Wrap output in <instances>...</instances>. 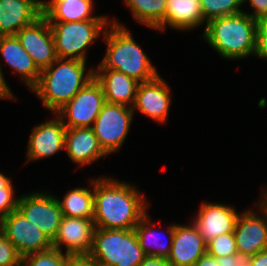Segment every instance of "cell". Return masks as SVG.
<instances>
[{
  "label": "cell",
  "mask_w": 267,
  "mask_h": 266,
  "mask_svg": "<svg viewBox=\"0 0 267 266\" xmlns=\"http://www.w3.org/2000/svg\"><path fill=\"white\" fill-rule=\"evenodd\" d=\"M138 266H173V265L166 258L147 255L145 259Z\"/></svg>",
  "instance_id": "obj_36"
},
{
  "label": "cell",
  "mask_w": 267,
  "mask_h": 266,
  "mask_svg": "<svg viewBox=\"0 0 267 266\" xmlns=\"http://www.w3.org/2000/svg\"><path fill=\"white\" fill-rule=\"evenodd\" d=\"M12 181V177H9L0 172V191L1 189L5 188L10 182Z\"/></svg>",
  "instance_id": "obj_42"
},
{
  "label": "cell",
  "mask_w": 267,
  "mask_h": 266,
  "mask_svg": "<svg viewBox=\"0 0 267 266\" xmlns=\"http://www.w3.org/2000/svg\"><path fill=\"white\" fill-rule=\"evenodd\" d=\"M54 118L40 122L31 130L26 151V163L58 155L64 150L66 127L54 114Z\"/></svg>",
  "instance_id": "obj_13"
},
{
  "label": "cell",
  "mask_w": 267,
  "mask_h": 266,
  "mask_svg": "<svg viewBox=\"0 0 267 266\" xmlns=\"http://www.w3.org/2000/svg\"><path fill=\"white\" fill-rule=\"evenodd\" d=\"M149 204L134 183L109 175L94 178L95 228L132 230L149 211Z\"/></svg>",
  "instance_id": "obj_1"
},
{
  "label": "cell",
  "mask_w": 267,
  "mask_h": 266,
  "mask_svg": "<svg viewBox=\"0 0 267 266\" xmlns=\"http://www.w3.org/2000/svg\"><path fill=\"white\" fill-rule=\"evenodd\" d=\"M239 214L227 203L203 201L191 220L207 244L219 235L234 232Z\"/></svg>",
  "instance_id": "obj_14"
},
{
  "label": "cell",
  "mask_w": 267,
  "mask_h": 266,
  "mask_svg": "<svg viewBox=\"0 0 267 266\" xmlns=\"http://www.w3.org/2000/svg\"><path fill=\"white\" fill-rule=\"evenodd\" d=\"M66 266H94V261L89 256H70Z\"/></svg>",
  "instance_id": "obj_35"
},
{
  "label": "cell",
  "mask_w": 267,
  "mask_h": 266,
  "mask_svg": "<svg viewBox=\"0 0 267 266\" xmlns=\"http://www.w3.org/2000/svg\"><path fill=\"white\" fill-rule=\"evenodd\" d=\"M2 67L3 64L0 62V100L10 99L13 101L16 99V95H14L7 80H5L6 78L4 77L5 75L3 74L4 70Z\"/></svg>",
  "instance_id": "obj_34"
},
{
  "label": "cell",
  "mask_w": 267,
  "mask_h": 266,
  "mask_svg": "<svg viewBox=\"0 0 267 266\" xmlns=\"http://www.w3.org/2000/svg\"><path fill=\"white\" fill-rule=\"evenodd\" d=\"M94 262L112 266H138L147 256L134 229L95 228L88 255Z\"/></svg>",
  "instance_id": "obj_6"
},
{
  "label": "cell",
  "mask_w": 267,
  "mask_h": 266,
  "mask_svg": "<svg viewBox=\"0 0 267 266\" xmlns=\"http://www.w3.org/2000/svg\"><path fill=\"white\" fill-rule=\"evenodd\" d=\"M43 16L48 22L86 21L89 19H112L106 15H93L94 0H49Z\"/></svg>",
  "instance_id": "obj_24"
},
{
  "label": "cell",
  "mask_w": 267,
  "mask_h": 266,
  "mask_svg": "<svg viewBox=\"0 0 267 266\" xmlns=\"http://www.w3.org/2000/svg\"><path fill=\"white\" fill-rule=\"evenodd\" d=\"M32 4L42 15L45 13V11L48 8V5L50 1L48 0H25Z\"/></svg>",
  "instance_id": "obj_40"
},
{
  "label": "cell",
  "mask_w": 267,
  "mask_h": 266,
  "mask_svg": "<svg viewBox=\"0 0 267 266\" xmlns=\"http://www.w3.org/2000/svg\"><path fill=\"white\" fill-rule=\"evenodd\" d=\"M254 57L267 62V19L258 21Z\"/></svg>",
  "instance_id": "obj_32"
},
{
  "label": "cell",
  "mask_w": 267,
  "mask_h": 266,
  "mask_svg": "<svg viewBox=\"0 0 267 266\" xmlns=\"http://www.w3.org/2000/svg\"><path fill=\"white\" fill-rule=\"evenodd\" d=\"M188 223H174L173 243L167 258L173 266H193L206 254V243L198 228L192 220Z\"/></svg>",
  "instance_id": "obj_17"
},
{
  "label": "cell",
  "mask_w": 267,
  "mask_h": 266,
  "mask_svg": "<svg viewBox=\"0 0 267 266\" xmlns=\"http://www.w3.org/2000/svg\"><path fill=\"white\" fill-rule=\"evenodd\" d=\"M237 252L236 240L233 232L219 235L206 244V253L216 258L234 255Z\"/></svg>",
  "instance_id": "obj_29"
},
{
  "label": "cell",
  "mask_w": 267,
  "mask_h": 266,
  "mask_svg": "<svg viewBox=\"0 0 267 266\" xmlns=\"http://www.w3.org/2000/svg\"><path fill=\"white\" fill-rule=\"evenodd\" d=\"M94 266H112V265H107V264H104V263L94 262Z\"/></svg>",
  "instance_id": "obj_44"
},
{
  "label": "cell",
  "mask_w": 267,
  "mask_h": 266,
  "mask_svg": "<svg viewBox=\"0 0 267 266\" xmlns=\"http://www.w3.org/2000/svg\"><path fill=\"white\" fill-rule=\"evenodd\" d=\"M105 103L103 88L94 77L55 114L66 128L92 127Z\"/></svg>",
  "instance_id": "obj_8"
},
{
  "label": "cell",
  "mask_w": 267,
  "mask_h": 266,
  "mask_svg": "<svg viewBox=\"0 0 267 266\" xmlns=\"http://www.w3.org/2000/svg\"><path fill=\"white\" fill-rule=\"evenodd\" d=\"M164 17V31L167 26L177 31H190L200 26L204 29L207 21L204 19L200 0H167Z\"/></svg>",
  "instance_id": "obj_22"
},
{
  "label": "cell",
  "mask_w": 267,
  "mask_h": 266,
  "mask_svg": "<svg viewBox=\"0 0 267 266\" xmlns=\"http://www.w3.org/2000/svg\"><path fill=\"white\" fill-rule=\"evenodd\" d=\"M111 19H89L86 21L49 22L55 51L60 59L88 61V48L104 36Z\"/></svg>",
  "instance_id": "obj_5"
},
{
  "label": "cell",
  "mask_w": 267,
  "mask_h": 266,
  "mask_svg": "<svg viewBox=\"0 0 267 266\" xmlns=\"http://www.w3.org/2000/svg\"><path fill=\"white\" fill-rule=\"evenodd\" d=\"M262 193L260 194V197L257 199V202L264 206L266 203H267V186H262V189H261Z\"/></svg>",
  "instance_id": "obj_43"
},
{
  "label": "cell",
  "mask_w": 267,
  "mask_h": 266,
  "mask_svg": "<svg viewBox=\"0 0 267 266\" xmlns=\"http://www.w3.org/2000/svg\"><path fill=\"white\" fill-rule=\"evenodd\" d=\"M252 264V256L237 252L234 254V266H251Z\"/></svg>",
  "instance_id": "obj_38"
},
{
  "label": "cell",
  "mask_w": 267,
  "mask_h": 266,
  "mask_svg": "<svg viewBox=\"0 0 267 266\" xmlns=\"http://www.w3.org/2000/svg\"><path fill=\"white\" fill-rule=\"evenodd\" d=\"M87 62L58 58L40 73L37 85L31 90L45 109L55 114L94 78V65Z\"/></svg>",
  "instance_id": "obj_3"
},
{
  "label": "cell",
  "mask_w": 267,
  "mask_h": 266,
  "mask_svg": "<svg viewBox=\"0 0 267 266\" xmlns=\"http://www.w3.org/2000/svg\"><path fill=\"white\" fill-rule=\"evenodd\" d=\"M234 236L237 251L251 256L267 249V209L257 201L238 216Z\"/></svg>",
  "instance_id": "obj_10"
},
{
  "label": "cell",
  "mask_w": 267,
  "mask_h": 266,
  "mask_svg": "<svg viewBox=\"0 0 267 266\" xmlns=\"http://www.w3.org/2000/svg\"><path fill=\"white\" fill-rule=\"evenodd\" d=\"M0 54L9 69L17 75L27 89L32 90L38 83L41 71L32 57L22 47L16 35L0 36Z\"/></svg>",
  "instance_id": "obj_19"
},
{
  "label": "cell",
  "mask_w": 267,
  "mask_h": 266,
  "mask_svg": "<svg viewBox=\"0 0 267 266\" xmlns=\"http://www.w3.org/2000/svg\"><path fill=\"white\" fill-rule=\"evenodd\" d=\"M167 0H123L134 22L158 32H164V17Z\"/></svg>",
  "instance_id": "obj_26"
},
{
  "label": "cell",
  "mask_w": 267,
  "mask_h": 266,
  "mask_svg": "<svg viewBox=\"0 0 267 266\" xmlns=\"http://www.w3.org/2000/svg\"><path fill=\"white\" fill-rule=\"evenodd\" d=\"M93 219L63 216L52 245L71 256H88L93 244Z\"/></svg>",
  "instance_id": "obj_16"
},
{
  "label": "cell",
  "mask_w": 267,
  "mask_h": 266,
  "mask_svg": "<svg viewBox=\"0 0 267 266\" xmlns=\"http://www.w3.org/2000/svg\"><path fill=\"white\" fill-rule=\"evenodd\" d=\"M108 103L133 107L140 82L114 69H94Z\"/></svg>",
  "instance_id": "obj_20"
},
{
  "label": "cell",
  "mask_w": 267,
  "mask_h": 266,
  "mask_svg": "<svg viewBox=\"0 0 267 266\" xmlns=\"http://www.w3.org/2000/svg\"><path fill=\"white\" fill-rule=\"evenodd\" d=\"M15 186L11 181L0 191V222L12 211L17 209L20 196L15 195ZM16 196V197H15Z\"/></svg>",
  "instance_id": "obj_31"
},
{
  "label": "cell",
  "mask_w": 267,
  "mask_h": 266,
  "mask_svg": "<svg viewBox=\"0 0 267 266\" xmlns=\"http://www.w3.org/2000/svg\"><path fill=\"white\" fill-rule=\"evenodd\" d=\"M42 14L25 0H0V36L16 35Z\"/></svg>",
  "instance_id": "obj_23"
},
{
  "label": "cell",
  "mask_w": 267,
  "mask_h": 266,
  "mask_svg": "<svg viewBox=\"0 0 267 266\" xmlns=\"http://www.w3.org/2000/svg\"><path fill=\"white\" fill-rule=\"evenodd\" d=\"M251 266H267V249L252 256Z\"/></svg>",
  "instance_id": "obj_39"
},
{
  "label": "cell",
  "mask_w": 267,
  "mask_h": 266,
  "mask_svg": "<svg viewBox=\"0 0 267 266\" xmlns=\"http://www.w3.org/2000/svg\"><path fill=\"white\" fill-rule=\"evenodd\" d=\"M148 213L149 211L134 227L139 244L143 248L146 255L167 259L170 255L173 243L174 223H170V225H168V227L166 228V234H168L167 236L165 235V232L159 230L161 229L159 225L160 221L157 225L152 221V218Z\"/></svg>",
  "instance_id": "obj_21"
},
{
  "label": "cell",
  "mask_w": 267,
  "mask_h": 266,
  "mask_svg": "<svg viewBox=\"0 0 267 266\" xmlns=\"http://www.w3.org/2000/svg\"><path fill=\"white\" fill-rule=\"evenodd\" d=\"M0 231L15 246L21 257L53 247L51 239L30 223L18 209L0 222Z\"/></svg>",
  "instance_id": "obj_11"
},
{
  "label": "cell",
  "mask_w": 267,
  "mask_h": 266,
  "mask_svg": "<svg viewBox=\"0 0 267 266\" xmlns=\"http://www.w3.org/2000/svg\"><path fill=\"white\" fill-rule=\"evenodd\" d=\"M251 7V13L244 12L249 14L253 19L259 21L267 19V0H242V5L247 4Z\"/></svg>",
  "instance_id": "obj_33"
},
{
  "label": "cell",
  "mask_w": 267,
  "mask_h": 266,
  "mask_svg": "<svg viewBox=\"0 0 267 266\" xmlns=\"http://www.w3.org/2000/svg\"><path fill=\"white\" fill-rule=\"evenodd\" d=\"M87 186H79L65 192L60 198L56 195L61 207L62 215L71 218L94 217V178L90 179Z\"/></svg>",
  "instance_id": "obj_25"
},
{
  "label": "cell",
  "mask_w": 267,
  "mask_h": 266,
  "mask_svg": "<svg viewBox=\"0 0 267 266\" xmlns=\"http://www.w3.org/2000/svg\"><path fill=\"white\" fill-rule=\"evenodd\" d=\"M101 40L107 48L103 59L94 68L114 69L140 83L151 81L160 74L130 29L116 17H112Z\"/></svg>",
  "instance_id": "obj_2"
},
{
  "label": "cell",
  "mask_w": 267,
  "mask_h": 266,
  "mask_svg": "<svg viewBox=\"0 0 267 266\" xmlns=\"http://www.w3.org/2000/svg\"><path fill=\"white\" fill-rule=\"evenodd\" d=\"M21 260L15 246L0 231V266H21Z\"/></svg>",
  "instance_id": "obj_30"
},
{
  "label": "cell",
  "mask_w": 267,
  "mask_h": 266,
  "mask_svg": "<svg viewBox=\"0 0 267 266\" xmlns=\"http://www.w3.org/2000/svg\"><path fill=\"white\" fill-rule=\"evenodd\" d=\"M193 266H221V260L206 253Z\"/></svg>",
  "instance_id": "obj_37"
},
{
  "label": "cell",
  "mask_w": 267,
  "mask_h": 266,
  "mask_svg": "<svg viewBox=\"0 0 267 266\" xmlns=\"http://www.w3.org/2000/svg\"><path fill=\"white\" fill-rule=\"evenodd\" d=\"M39 191L20 194L17 209L53 241L63 217L61 207L56 195Z\"/></svg>",
  "instance_id": "obj_9"
},
{
  "label": "cell",
  "mask_w": 267,
  "mask_h": 266,
  "mask_svg": "<svg viewBox=\"0 0 267 266\" xmlns=\"http://www.w3.org/2000/svg\"><path fill=\"white\" fill-rule=\"evenodd\" d=\"M258 21L245 12L216 17L207 22L200 35L225 60L254 57Z\"/></svg>",
  "instance_id": "obj_4"
},
{
  "label": "cell",
  "mask_w": 267,
  "mask_h": 266,
  "mask_svg": "<svg viewBox=\"0 0 267 266\" xmlns=\"http://www.w3.org/2000/svg\"><path fill=\"white\" fill-rule=\"evenodd\" d=\"M170 93L171 87L161 74L151 81L139 83L132 110L157 124H166L173 102Z\"/></svg>",
  "instance_id": "obj_12"
},
{
  "label": "cell",
  "mask_w": 267,
  "mask_h": 266,
  "mask_svg": "<svg viewBox=\"0 0 267 266\" xmlns=\"http://www.w3.org/2000/svg\"><path fill=\"white\" fill-rule=\"evenodd\" d=\"M16 37L40 71L58 59L50 24L43 15L17 32Z\"/></svg>",
  "instance_id": "obj_15"
},
{
  "label": "cell",
  "mask_w": 267,
  "mask_h": 266,
  "mask_svg": "<svg viewBox=\"0 0 267 266\" xmlns=\"http://www.w3.org/2000/svg\"><path fill=\"white\" fill-rule=\"evenodd\" d=\"M217 260H221V266H234V255L222 256Z\"/></svg>",
  "instance_id": "obj_41"
},
{
  "label": "cell",
  "mask_w": 267,
  "mask_h": 266,
  "mask_svg": "<svg viewBox=\"0 0 267 266\" xmlns=\"http://www.w3.org/2000/svg\"><path fill=\"white\" fill-rule=\"evenodd\" d=\"M70 256L52 247L22 257L21 266H66L67 259Z\"/></svg>",
  "instance_id": "obj_28"
},
{
  "label": "cell",
  "mask_w": 267,
  "mask_h": 266,
  "mask_svg": "<svg viewBox=\"0 0 267 266\" xmlns=\"http://www.w3.org/2000/svg\"><path fill=\"white\" fill-rule=\"evenodd\" d=\"M200 4L207 22L216 17L233 16L244 12L242 0H200Z\"/></svg>",
  "instance_id": "obj_27"
},
{
  "label": "cell",
  "mask_w": 267,
  "mask_h": 266,
  "mask_svg": "<svg viewBox=\"0 0 267 266\" xmlns=\"http://www.w3.org/2000/svg\"><path fill=\"white\" fill-rule=\"evenodd\" d=\"M64 150L77 167L92 165L108 156L101 148L91 127L67 128Z\"/></svg>",
  "instance_id": "obj_18"
},
{
  "label": "cell",
  "mask_w": 267,
  "mask_h": 266,
  "mask_svg": "<svg viewBox=\"0 0 267 266\" xmlns=\"http://www.w3.org/2000/svg\"><path fill=\"white\" fill-rule=\"evenodd\" d=\"M131 107L106 102L95 122L93 132L107 155L119 152L131 129L134 120Z\"/></svg>",
  "instance_id": "obj_7"
}]
</instances>
